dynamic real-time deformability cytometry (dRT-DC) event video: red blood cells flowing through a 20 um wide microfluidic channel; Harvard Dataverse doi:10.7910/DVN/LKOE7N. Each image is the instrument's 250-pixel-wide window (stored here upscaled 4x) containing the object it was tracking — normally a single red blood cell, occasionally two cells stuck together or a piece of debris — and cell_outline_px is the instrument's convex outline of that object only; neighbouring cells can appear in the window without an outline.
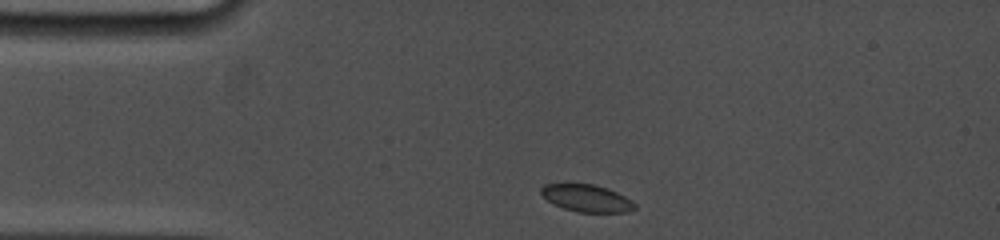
{"species": "common noctule bat (a hibernating species)", "species_latin": "Nyctalus noctula", "temperature_condition": "cold", "stored_images_in_passage": 19, "camera_frame_rate_fps": 5000, "um_per_image_px": 0.085, "animal": {"sex": "female", "body_mass_g": 19.0, "forearm_length_mm": 53.3}, "frame": {"image": 1, "passage_image": 1, "time_ms": 0.0, "image_size_px": [1000, 240], "cell_outline_px": [[636, 208], [628, 212], [576, 212], [564, 208], [548, 200], [540, 192], [540, 188], [544, 184], [568, 180], [592, 184], [608, 188], [632, 200], [636, 204]], "centroid_in_image_um": [49.83, 16.79], "position_along_channel_um": 35.2, "area_um2": 15.43}}
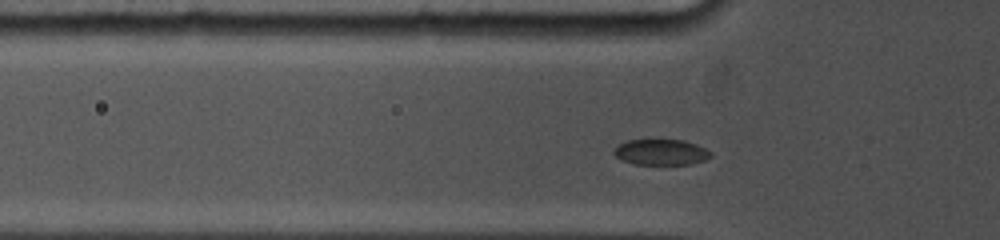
{"frame": {"image": 2, "passage_image": 13, "time_ms": 1.8, "image_size_px": [1000, 240], "cell_outline_px": [[712, 156], [708, 160], [692, 164], [632, 164], [620, 160], [612, 152], [612, 148], [628, 140], [648, 136], [684, 140], [696, 144], [712, 152]], "centroid_in_image_um": [56.15, 12.88], "position_along_channel_um": 69.6, "area_um2": 15.55}}
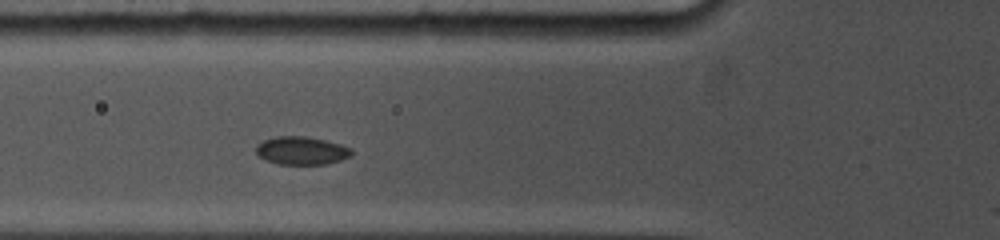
{"frame": {"image": 3, "passage_image": 18, "time_ms": 2.6, "image_size_px": [1000, 240], "cell_outline_px": [[352, 156], [328, 164], [276, 164], [264, 160], [256, 152], [256, 144], [264, 140], [276, 136], [304, 136], [324, 140], [340, 144], [352, 148]], "centroid_in_image_um": [25.62, 12.81], "position_along_channel_um": 100.2, "area_um2": 15.72}}